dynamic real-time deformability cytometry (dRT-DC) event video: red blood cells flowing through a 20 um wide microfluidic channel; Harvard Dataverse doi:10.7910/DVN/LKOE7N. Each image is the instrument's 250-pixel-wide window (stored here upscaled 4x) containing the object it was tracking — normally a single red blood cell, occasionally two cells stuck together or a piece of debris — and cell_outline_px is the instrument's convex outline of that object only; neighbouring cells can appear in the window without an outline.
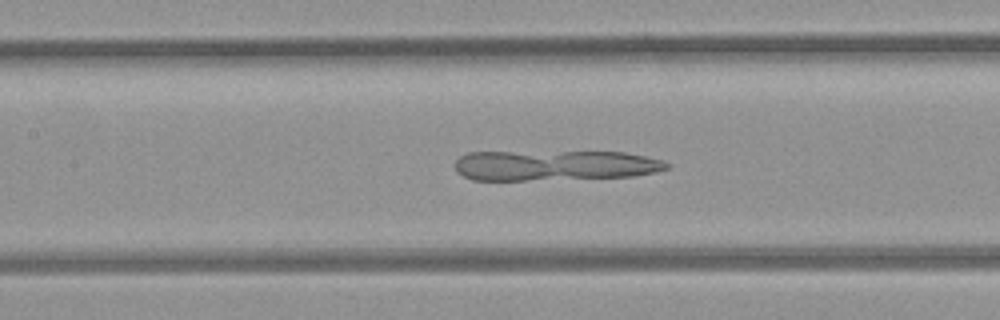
{"species": "common noctule bat (a hibernating species)", "species_latin": "Nyctalus noctula", "temperature_condition": "room temperature", "stored_images_in_passage": 45, "camera_frame_rate_fps": 3000, "um_per_image_px": 0.085, "animal": {"sex": "female", "body_mass_g": 21.9}, "frame": {"image": 1, "passage_image": 16, "time_ms": 5.0, "image_size_px": [1000, 320], "cell_outline_px": [[668, 168], [656, 172], [636, 176], [524, 180], [472, 180], [456, 172], [456, 160], [460, 156], [468, 152], [624, 152], [644, 156], [660, 160], [668, 164]], "centroid_in_image_um": [47.11, 14.06], "position_along_channel_um": 160.3, "area_um2": 37.22}}
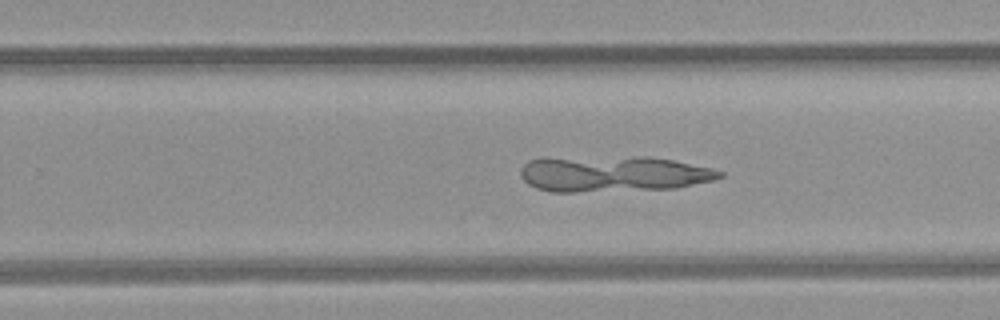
{"frame": {"image": 2, "passage_image": 25, "time_ms": 8.0, "image_size_px": [1000, 320], "cell_outline_px": [[724, 176], [716, 180], [676, 188], [576, 192], [552, 192], [536, 188], [528, 184], [520, 176], [520, 168], [528, 160], [544, 156], [644, 156], [672, 160], [708, 168], [724, 172]], "centroid_in_image_um": [52.03, 14.75], "position_along_channel_um": 277.8, "area_um2": 42.43}}
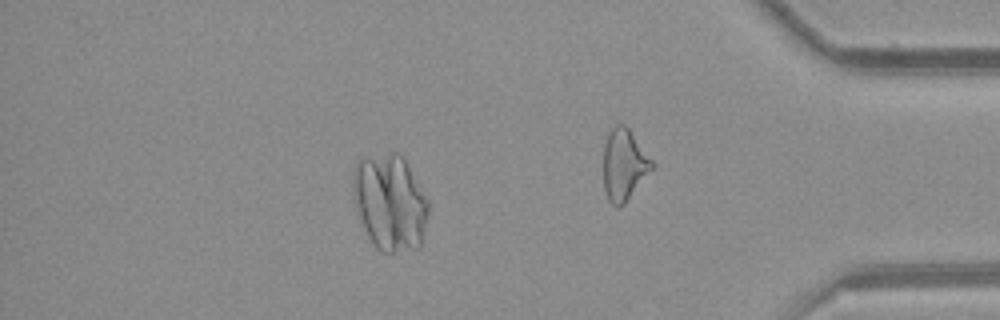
{"frame": {"image": 3, "passage_image": 38, "time_ms": 12.333, "image_size_px": [1000, 320], "cell_outline_px": [[428, 216], [420, 244], [416, 248], [392, 252], [380, 252], [372, 244], [364, 228], [356, 208], [352, 188], [352, 180], [356, 164], [364, 156], [392, 152], [396, 152], [404, 160], [428, 200]], "centroid_in_image_um": [33.12, 17.2], "position_along_channel_um": 402.1, "area_um2": 41.91}}